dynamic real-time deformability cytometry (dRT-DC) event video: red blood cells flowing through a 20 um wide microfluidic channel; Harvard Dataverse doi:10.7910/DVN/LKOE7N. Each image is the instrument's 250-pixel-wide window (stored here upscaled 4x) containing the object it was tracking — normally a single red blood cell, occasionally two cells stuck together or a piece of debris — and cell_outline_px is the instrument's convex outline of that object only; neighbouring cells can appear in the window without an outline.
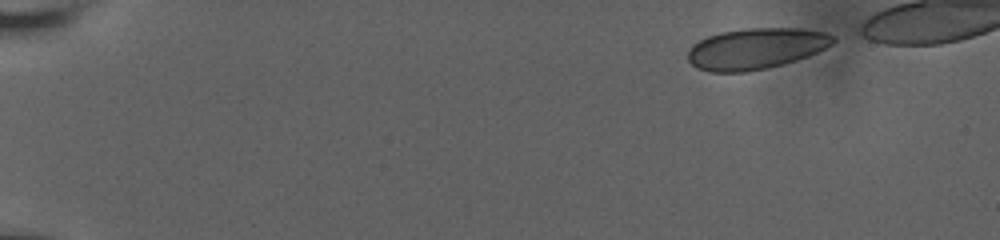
{"species": "human", "species_latin": "Homo sapiens", "temperature_condition": "room temperature", "stored_images_in_passage": 36, "camera_frame_rate_fps": 3000, "um_per_image_px": 0.085, "donor": {"sex": "male"}, "frame": {"image": 1, "passage_image": 1, "time_ms": 0.0, "image_size_px": [1000, 240], "cell_outline_px": [[836, 40], [832, 44], [816, 52], [796, 60], [784, 64], [768, 68], [744, 72], [708, 72], [696, 68], [688, 60], [688, 52], [692, 44], [708, 36], [720, 32], [744, 28], [800, 28], [828, 32], [836, 36]], "centroid_in_image_um": [64.26, 4.12], "position_along_channel_um": 20.7, "area_um2": 34.97}}
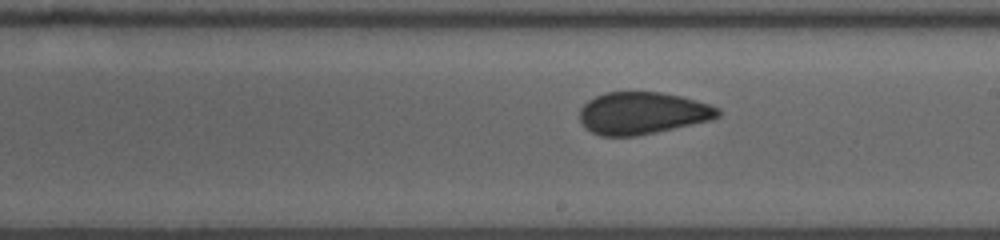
{"frame": {"image": 2, "passage_image": 16, "time_ms": 5.0, "image_size_px": [1000, 240], "cell_outline_px": [[720, 116], [712, 120], [656, 132], [636, 136], [600, 136], [584, 128], [580, 120], [580, 108], [588, 100], [596, 96], [608, 92], [660, 92], [680, 96], [696, 100], [720, 108]], "centroid_in_image_um": [54.6, 9.62], "position_along_channel_um": 234.4, "area_um2": 34.04}}
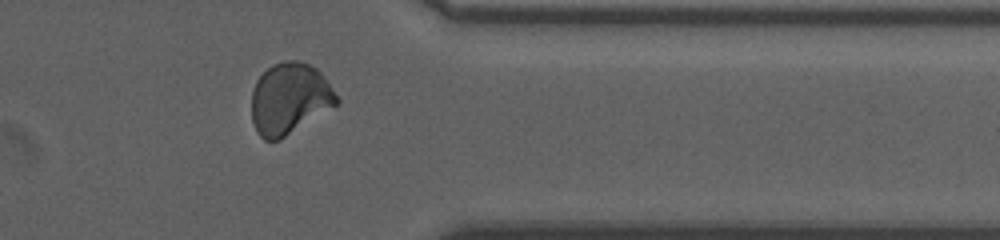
{"frame": {"image": 3, "passage_image": 29, "time_ms": 9.333, "image_size_px": [1000, 240], "cell_outline_px": [[340, 100], [336, 104], [280, 140], [264, 140], [256, 132], [252, 120], [252, 92], [256, 80], [272, 64], [284, 60], [296, 60], [308, 64], [316, 68], [324, 76]], "centroid_in_image_um": [24.58, 8.37], "position_along_channel_um": 386.8, "area_um2": 35.08}}